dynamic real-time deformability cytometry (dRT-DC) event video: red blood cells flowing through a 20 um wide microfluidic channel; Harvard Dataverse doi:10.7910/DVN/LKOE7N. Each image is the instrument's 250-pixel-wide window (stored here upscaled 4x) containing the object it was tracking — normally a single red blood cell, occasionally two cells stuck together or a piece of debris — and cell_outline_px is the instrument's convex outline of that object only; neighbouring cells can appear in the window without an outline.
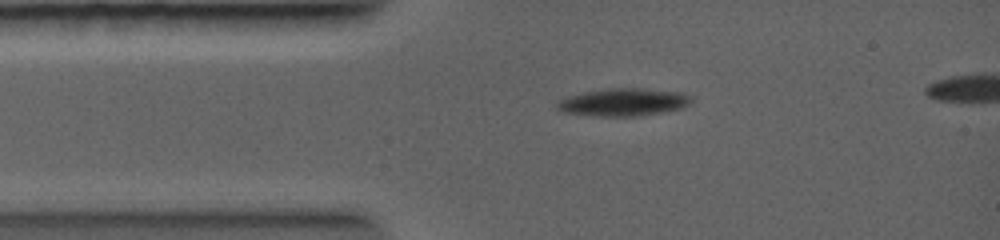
{"species": "common noctule bat (a hibernating species)", "species_latin": "Nyctalus noctula", "temperature_condition": "warm", "stored_images_in_passage": 3, "segment_of_instrument_passage": [1, 2], "camera_frame_rate_fps": 5000, "um_per_image_px": 0.085, "animal": {"sex": "female", "body_mass_g": 19.0, "forearm_length_mm": 56.7}, "frame": {"image": 1, "passage_image": 1, "time_ms": 0.0, "image_size_px": [1000, 240], "cell_outline_px": [[692, 100], [688, 104], [680, 108], [640, 116], [596, 116], [560, 112], [556, 108], [556, 104], [560, 100], [568, 96], [584, 92], [608, 88], [640, 88], [684, 92], [692, 96]], "centroid_in_image_um": [52.97, 8.68], "position_along_channel_um": 32.0, "area_um2": 21.68}}